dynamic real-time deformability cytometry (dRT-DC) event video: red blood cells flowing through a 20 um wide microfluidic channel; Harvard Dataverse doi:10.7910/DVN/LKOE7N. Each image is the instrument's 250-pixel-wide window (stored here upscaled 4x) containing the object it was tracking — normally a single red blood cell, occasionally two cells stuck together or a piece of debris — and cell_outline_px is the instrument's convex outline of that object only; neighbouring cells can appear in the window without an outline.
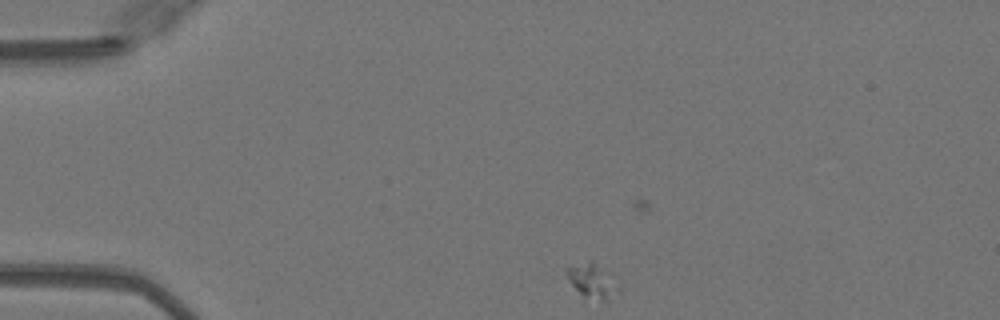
{"species": "Egyptian fruit bat (a non-hibernating species)", "species_latin": "Rousettus aegyptiacus", "temperature_condition": "warm", "stored_images_in_passage": 42, "camera_frame_rate_fps": 3000, "um_per_image_px": 0.085, "animal": {"sex": "female"}, "frame": {"image": 1, "passage_image": 1, "time_ms": 0.0, "image_size_px": [1000, 320], "cell_outline_px": [[616, 288], [608, 300], [584, 300], [572, 284], [564, 268], [588, 260], [592, 260], [612, 272]], "centroid_in_image_um": [50.3, 23.84], "position_along_channel_um": 34.7, "area_um2": 10.46}}
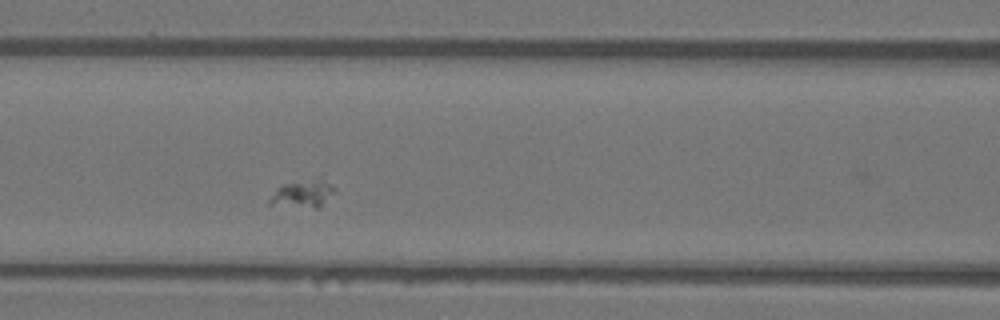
{"frame": {"image": 2, "passage_image": 13, "time_ms": 4.0, "image_size_px": [1000, 320], "cell_outline_px": [[336, 188], [320, 208], [316, 208], [268, 204], [268, 200], [276, 188], [280, 184], [324, 172]], "centroid_in_image_um": [25.82, 16.33], "position_along_channel_um": 140.8, "area_um2": 11.56}}
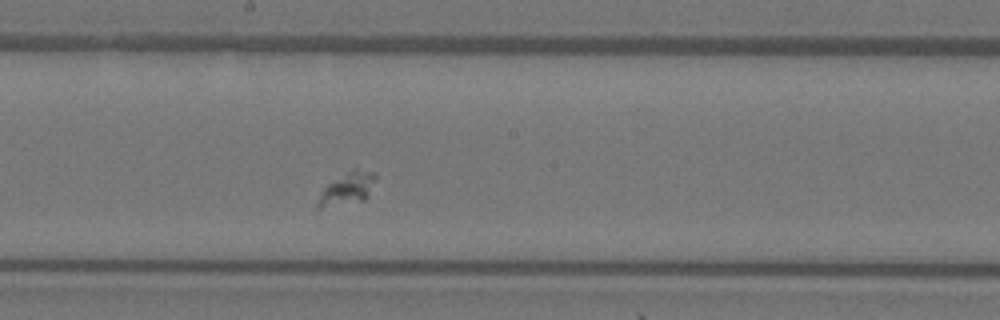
{"frame": {"image": 3, "passage_image": 19, "time_ms": 6.0, "image_size_px": [1000, 320], "cell_outline_px": [[376, 176], [368, 196], [364, 200], [320, 208], [316, 208], [316, 204], [324, 188], [328, 184], [356, 164], [376, 172]], "centroid_in_image_um": [29.57, 15.94], "position_along_channel_um": 218.6, "area_um2": 11.16}}